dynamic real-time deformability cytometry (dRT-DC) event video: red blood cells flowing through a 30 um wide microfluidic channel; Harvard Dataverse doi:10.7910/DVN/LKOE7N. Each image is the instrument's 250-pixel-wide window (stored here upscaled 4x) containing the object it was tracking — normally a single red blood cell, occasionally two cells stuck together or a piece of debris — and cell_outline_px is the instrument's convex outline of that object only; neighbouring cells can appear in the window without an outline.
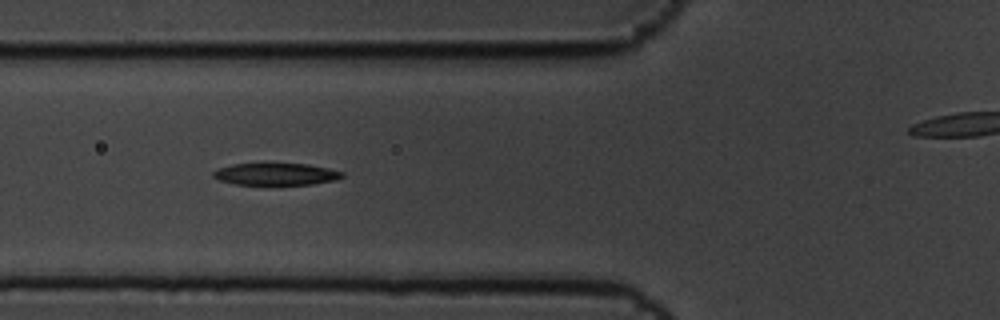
{"species": "common noctule bat (a hibernating species)", "species_latin": "Nyctalus noctula", "temperature_condition": "cold", "stored_images_in_passage": 7, "segment_of_instrument_passage": [1, 2], "camera_frame_rate_fps": 3000, "um_per_image_px": 0.085, "animal": {"sex": "male", "body_mass_g": 19.5, "forearm_length_mm": 54.6}, "frame": {"image": 1, "passage_image": 5, "time_ms": 1.333, "image_size_px": [1000, 320], "cell_outline_px": [[344, 176], [336, 180], [312, 184], [236, 184], [220, 180], [212, 176], [212, 172], [220, 168], [232, 164], [308, 164], [328, 168], [344, 172]], "centroid_in_image_um": [23.49, 14.8], "position_along_channel_um": 102.3, "area_um2": 16.3}}
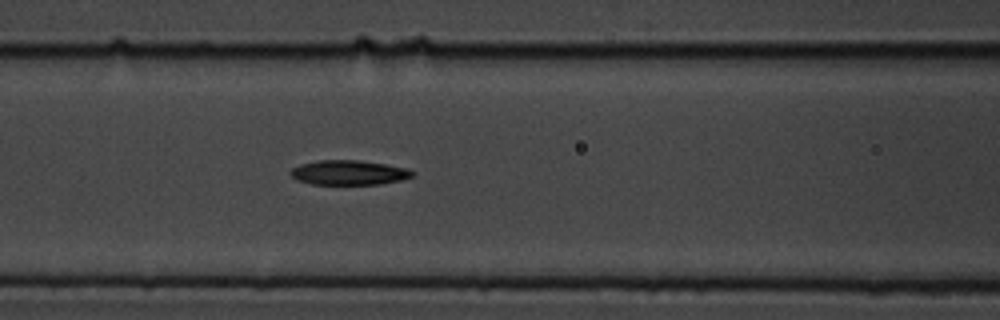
{"frame": {"image": 2, "passage_image": 6, "time_ms": 1.667, "image_size_px": [1000, 320], "cell_outline_px": [[416, 176], [400, 180], [380, 184], [312, 184], [296, 180], [288, 172], [292, 168], [300, 164], [320, 160], [360, 160], [408, 168], [416, 172]], "centroid_in_image_um": [29.67, 14.67], "position_along_channel_um": 136.9, "area_um2": 17.63}}